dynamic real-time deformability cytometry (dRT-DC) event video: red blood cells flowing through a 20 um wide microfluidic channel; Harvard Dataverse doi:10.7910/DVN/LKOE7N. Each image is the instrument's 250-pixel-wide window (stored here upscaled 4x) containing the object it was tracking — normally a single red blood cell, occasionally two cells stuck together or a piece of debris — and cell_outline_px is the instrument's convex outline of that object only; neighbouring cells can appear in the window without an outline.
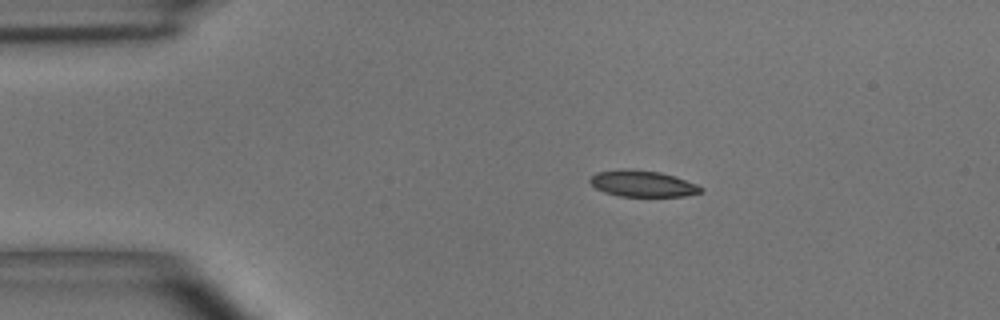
{"species": "common noctule bat (a hibernating species)", "species_latin": "Nyctalus noctula", "temperature_condition": "room temperature", "stored_images_in_passage": 6, "camera_frame_rate_fps": 3000, "um_per_image_px": 0.085, "animal": {"sex": "male", "body_mass_g": 15.6}, "frame": {"image": 1, "passage_image": 3, "time_ms": 2.333, "image_size_px": [1000, 320], "cell_outline_px": [[704, 192], [684, 196], [620, 196], [604, 192], [596, 188], [588, 180], [596, 172], [624, 168], [660, 172], [676, 176], [696, 184], [704, 188]], "centroid_in_image_um": [54.63, 15.6], "position_along_channel_um": 30.4, "area_um2": 17.05}}
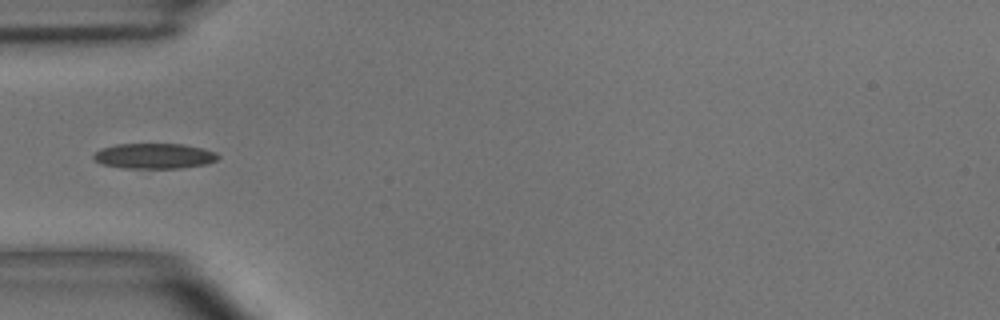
{"frame": {"image": 2, "passage_image": 5, "time_ms": 4.667, "image_size_px": [1000, 320], "cell_outline_px": [[220, 156], [216, 160], [208, 164], [180, 168], [124, 168], [100, 164], [92, 156], [100, 148], [116, 144], [184, 144], [204, 148], [216, 152]], "centroid_in_image_um": [13.13, 13.26], "position_along_channel_um": 71.9, "area_um2": 18.55}}
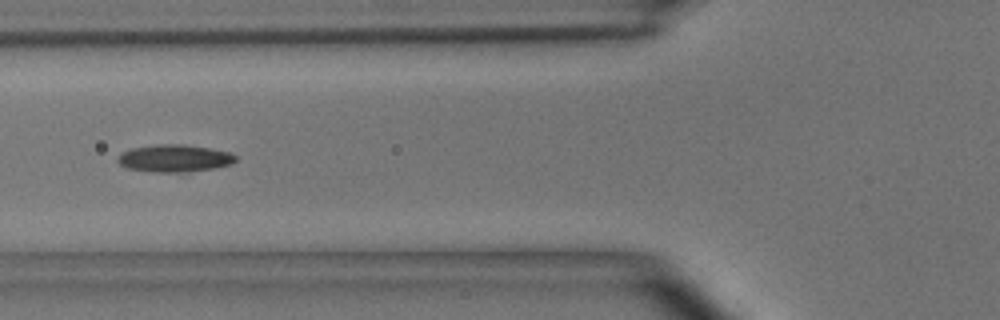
{"frame": {"image": 3, "passage_image": 6, "time_ms": 5.667, "image_size_px": [1000, 320], "cell_outline_px": [[236, 160], [232, 164], [216, 168], [188, 172], [156, 172], [128, 168], [120, 164], [116, 160], [124, 152], [132, 148], [160, 144], [180, 144], [208, 148], [228, 152], [236, 156]], "centroid_in_image_um": [14.86, 13.46], "position_along_channel_um": 110.9, "area_um2": 18.55}}